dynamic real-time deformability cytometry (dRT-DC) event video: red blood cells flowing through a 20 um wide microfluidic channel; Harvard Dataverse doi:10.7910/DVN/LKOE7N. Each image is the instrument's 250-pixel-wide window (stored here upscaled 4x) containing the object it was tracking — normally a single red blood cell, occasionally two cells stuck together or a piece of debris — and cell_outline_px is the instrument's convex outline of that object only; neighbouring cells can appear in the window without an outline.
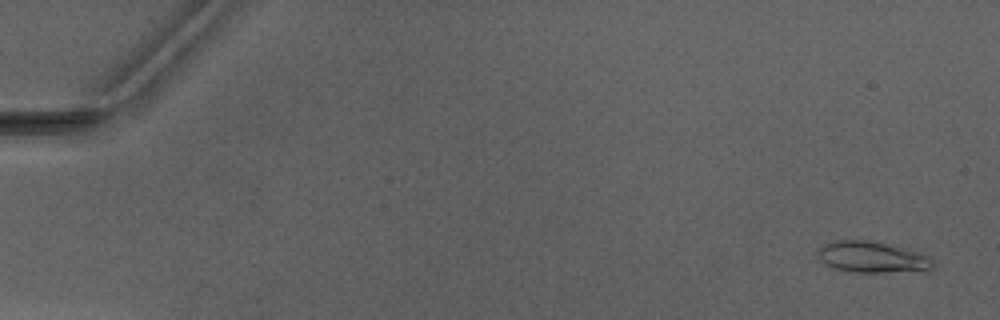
{"species": "Egyptian fruit bat (a non-hibernating species)", "species_latin": "Rousettus aegyptiacus", "temperature_condition": "warm", "stored_images_in_passage": 5, "camera_frame_rate_fps": 3000, "um_per_image_px": 0.085, "animal": {"sex": "male"}, "frame": {"image": 1, "passage_image": 1, "time_ms": 0.0, "image_size_px": [1000, 320], "cell_outline_px": [[936, 264], [932, 268], [884, 272], [852, 272], [836, 268], [828, 264], [820, 256], [820, 248], [824, 244], [832, 240], [868, 240], [932, 256]], "centroid_in_image_um": [74.16, 21.84], "position_along_channel_um": 10.8, "area_um2": 20.11}}